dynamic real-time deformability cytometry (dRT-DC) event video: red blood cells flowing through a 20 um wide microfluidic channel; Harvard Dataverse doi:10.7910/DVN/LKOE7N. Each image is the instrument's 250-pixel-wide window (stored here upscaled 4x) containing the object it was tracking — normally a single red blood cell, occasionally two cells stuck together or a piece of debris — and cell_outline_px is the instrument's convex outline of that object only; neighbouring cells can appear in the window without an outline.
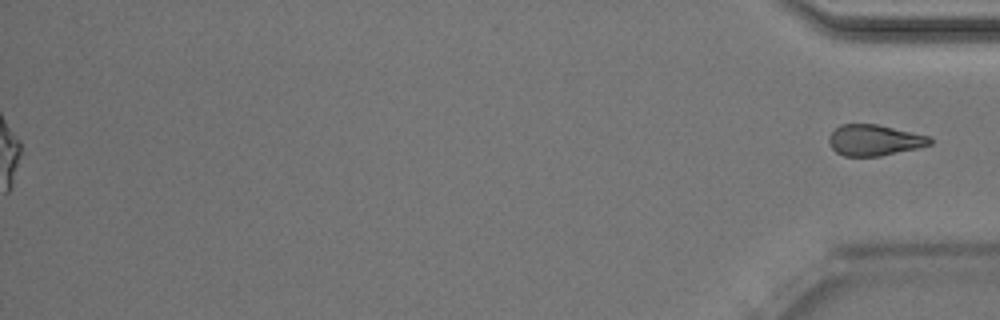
{"species": "Egyptian fruit bat (a non-hibernating species)", "species_latin": "Rousettus aegyptiacus", "temperature_condition": "room temperature", "stored_images_in_passage": 52, "camera_frame_rate_fps": 3000, "um_per_image_px": 0.085, "animal": {"sex": "male"}, "frame": {"image": 1, "passage_image": 52, "time_ms": 17.0, "image_size_px": [1000, 320], "cell_outline_px": [[932, 144], [916, 148], [880, 156], [844, 156], [836, 152], [832, 148], [828, 140], [828, 136], [840, 124], [876, 124], [928, 136], [932, 140]], "centroid_in_image_um": [74.28, 11.91], "position_along_channel_um": 360.9, "area_um2": 18.03}}